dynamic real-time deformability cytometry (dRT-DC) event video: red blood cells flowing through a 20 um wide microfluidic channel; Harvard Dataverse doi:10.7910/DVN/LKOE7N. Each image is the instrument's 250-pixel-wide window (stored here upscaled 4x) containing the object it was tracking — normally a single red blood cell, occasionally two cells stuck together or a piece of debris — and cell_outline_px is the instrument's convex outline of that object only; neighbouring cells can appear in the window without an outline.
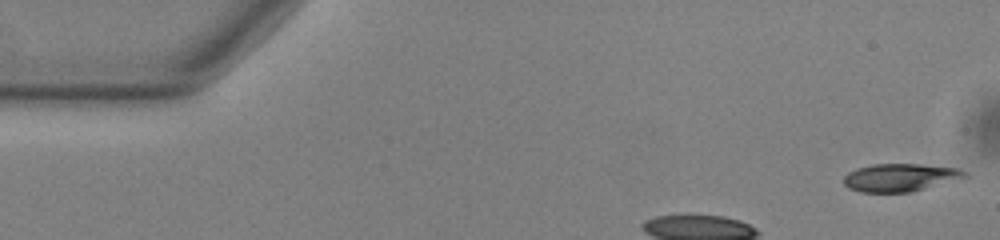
{"species": "common noctule bat (a hibernating species)", "species_latin": "Nyctalus noctula", "temperature_condition": "warm", "stored_images_in_passage": 9, "camera_frame_rate_fps": 3000, "um_per_image_px": 0.085, "animal": {"sex": "male", "body_mass_g": 13.0, "forearm_length_mm": 53.1}, "frame": {"image": 1, "passage_image": 1, "time_ms": 0.0, "image_size_px": [1000, 240], "cell_outline_px": [[972, 176], [960, 180], [912, 192], [860, 192], [848, 188], [844, 184], [844, 176], [848, 172], [856, 168], [872, 164], [920, 164], [960, 168], [968, 172]], "centroid_in_image_um": [76.6, 15.09], "position_along_channel_um": 8.4, "area_um2": 20.17}}